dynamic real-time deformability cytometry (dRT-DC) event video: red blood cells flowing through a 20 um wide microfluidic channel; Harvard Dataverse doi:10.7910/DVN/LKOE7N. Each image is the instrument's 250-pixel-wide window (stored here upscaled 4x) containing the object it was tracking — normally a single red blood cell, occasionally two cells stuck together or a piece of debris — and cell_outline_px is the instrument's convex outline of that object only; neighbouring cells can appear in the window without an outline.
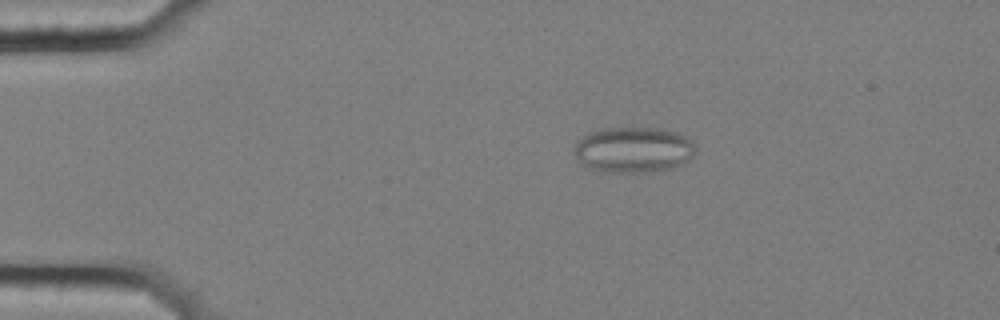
{"species": "common noctule bat (a hibernating species)", "species_latin": "Nyctalus noctula", "temperature_condition": "cold", "stored_images_in_passage": 47, "camera_frame_rate_fps": 3000, "um_per_image_px": 0.085, "animal": {"sex": "female", "body_mass_g": 25.1}, "frame": {"image": 1, "passage_image": 1, "time_ms": 0.0, "image_size_px": [1000, 320], "cell_outline_px": [[696, 152], [688, 160], [680, 164], [668, 168], [648, 172], [604, 172], [592, 168], [584, 164], [572, 152], [576, 140], [588, 132], [600, 128], [660, 128], [676, 132], [684, 136], [696, 144]], "centroid_in_image_um": [53.82, 12.71], "position_along_channel_um": 31.2, "area_um2": 32.37}}
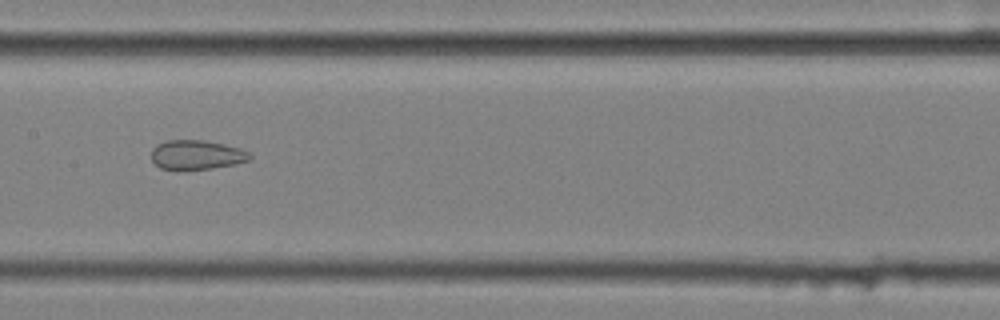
{"frame": {"image": 2, "passage_image": 19, "time_ms": 6.0, "image_size_px": [1000, 320], "cell_outline_px": [[252, 156], [248, 160], [232, 164], [212, 168], [160, 168], [152, 160], [152, 148], [156, 144], [168, 140], [204, 140], [224, 144], [240, 148], [248, 152]], "centroid_in_image_um": [16.7, 13.13], "position_along_channel_um": 190.7, "area_um2": 16.42}}
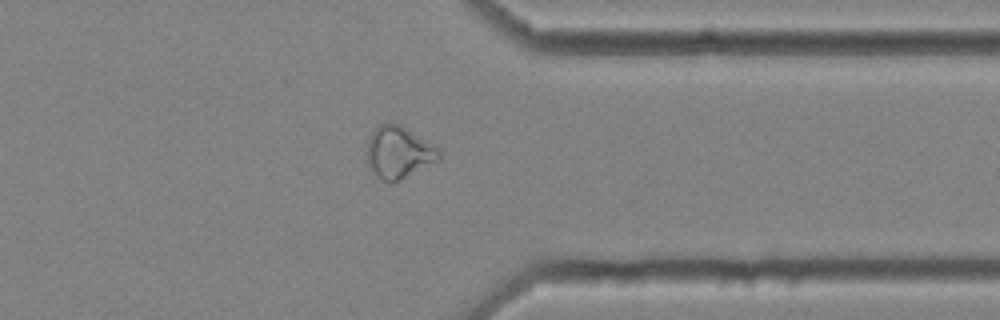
{"frame": {"image": 3, "passage_image": 35, "time_ms": 11.333, "image_size_px": [1000, 320], "cell_outline_px": [[440, 160], [396, 180], [384, 180], [376, 176], [368, 164], [364, 152], [368, 136], [380, 124], [388, 120], [392, 120], [400, 124], [440, 148]], "centroid_in_image_um": [33.85, 12.87], "position_along_channel_um": 377.6, "area_um2": 22.02}, "authors_computed_cell_mechanics": {"area_um2": 22.0218, "velocity_mm_per_s": 3.565, "shape_relaxation_time_tau1_ms": null, "shape_relaxation_time_tau2_ms": 2.2033, "deformation_change_tau1": null, "deformation_change_tau2": 0.0848}}